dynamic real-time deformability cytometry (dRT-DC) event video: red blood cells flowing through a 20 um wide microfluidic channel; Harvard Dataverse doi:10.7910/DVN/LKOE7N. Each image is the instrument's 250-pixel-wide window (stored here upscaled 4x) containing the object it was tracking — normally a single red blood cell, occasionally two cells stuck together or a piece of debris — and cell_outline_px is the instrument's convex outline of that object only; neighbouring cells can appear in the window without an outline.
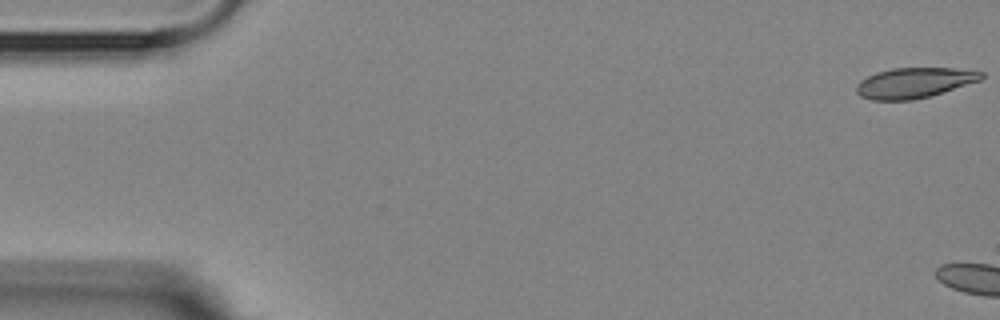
{"species": "Egyptian fruit bat (a non-hibernating species)", "species_latin": "Rousettus aegyptiacus", "temperature_condition": "room temperature", "stored_images_in_passage": 2, "camera_frame_rate_fps": 3000, "um_per_image_px": 0.085, "animal": {"sex": "female"}, "frame": {"image": 1, "passage_image": 1, "time_ms": 0.0, "image_size_px": [1000, 320], "cell_outline_px": [[984, 76], [980, 80], [928, 96], [912, 100], [872, 100], [860, 96], [856, 92], [856, 84], [860, 80], [876, 72], [892, 68], [952, 68], [984, 72]], "centroid_in_image_um": [77.65, 7.03], "position_along_channel_um": 7.3, "area_um2": 21.85}}